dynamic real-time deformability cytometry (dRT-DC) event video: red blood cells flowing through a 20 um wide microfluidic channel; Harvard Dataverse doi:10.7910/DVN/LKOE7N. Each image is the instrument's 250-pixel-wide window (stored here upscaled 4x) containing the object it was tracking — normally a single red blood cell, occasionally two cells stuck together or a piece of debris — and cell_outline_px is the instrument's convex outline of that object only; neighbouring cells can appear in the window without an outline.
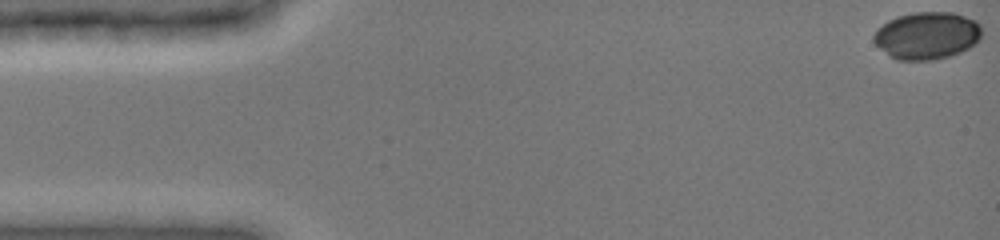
{"species": "common noctule bat (a hibernating species)", "species_latin": "Nyctalus noctula", "temperature_condition": "cold", "stored_images_in_passage": 6, "camera_frame_rate_fps": 3000, "um_per_image_px": 0.085, "animal": {"sex": "female", "body_mass_g": 19.0, "forearm_length_mm": 51.5}, "frame": {"image": 1, "passage_image": 1, "time_ms": 0.0, "image_size_px": [1000, 240], "cell_outline_px": [[980, 40], [976, 44], [960, 52], [936, 60], [896, 60], [876, 44], [872, 40], [872, 36], [888, 20], [896, 16], [912, 12], [952, 12], [976, 20], [980, 24]], "centroid_in_image_um": [78.81, 3.02], "position_along_channel_um": 6.2, "area_um2": 29.77}}